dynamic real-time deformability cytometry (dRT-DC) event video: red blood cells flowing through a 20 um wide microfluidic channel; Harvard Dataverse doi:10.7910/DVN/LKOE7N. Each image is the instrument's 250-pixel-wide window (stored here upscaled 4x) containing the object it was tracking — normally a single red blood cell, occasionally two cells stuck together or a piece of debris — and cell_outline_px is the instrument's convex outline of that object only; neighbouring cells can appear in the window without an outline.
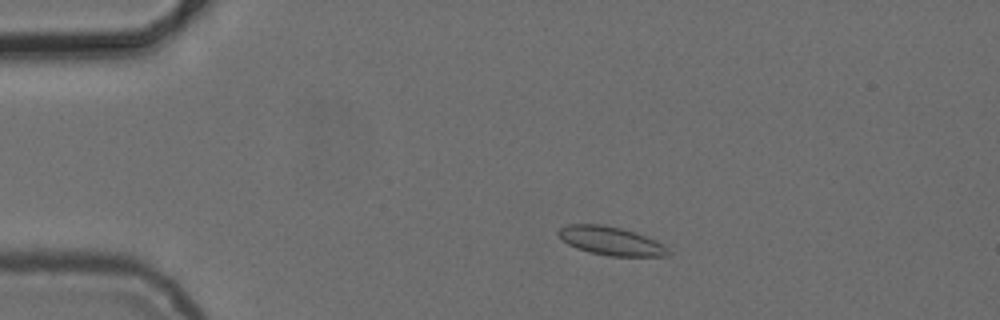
{"species": "common noctule bat (a hibernating species)", "species_latin": "Nyctalus noctula", "temperature_condition": "cold", "stored_images_in_passage": 5, "camera_frame_rate_fps": 3000, "um_per_image_px": 0.085, "animal": {"sex": "female", "body_mass_g": 24.6, "forearm_length_mm": 56.2}, "frame": {"image": 1, "passage_image": 3, "time_ms": 2.333, "image_size_px": [1000, 320], "cell_outline_px": [[668, 256], [608, 256], [588, 252], [576, 248], [568, 244], [556, 232], [560, 228], [568, 224], [600, 224], [620, 228], [636, 232], [664, 244], [668, 248]], "centroid_in_image_um": [51.92, 20.48], "position_along_channel_um": 33.1, "area_um2": 18.21}}